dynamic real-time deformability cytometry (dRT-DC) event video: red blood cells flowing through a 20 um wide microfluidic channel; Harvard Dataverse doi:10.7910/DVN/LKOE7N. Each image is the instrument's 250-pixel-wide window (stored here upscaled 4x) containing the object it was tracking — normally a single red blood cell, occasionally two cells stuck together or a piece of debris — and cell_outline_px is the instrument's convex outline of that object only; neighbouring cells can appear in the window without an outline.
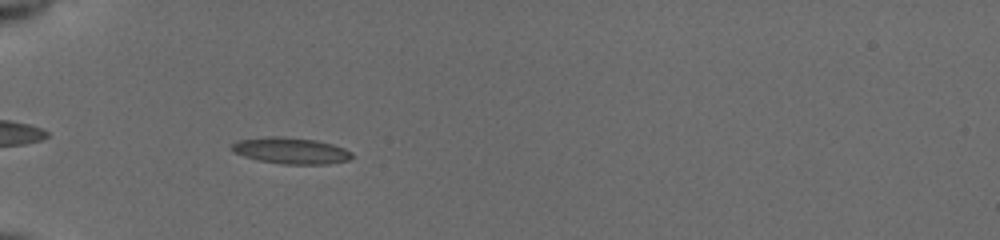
{"species": "common noctule bat (a hibernating species)", "species_latin": "Nyctalus noctula", "temperature_condition": "cold", "stored_images_in_passage": 40, "camera_frame_rate_fps": 3000, "um_per_image_px": 0.085, "animal": {"sex": "female", "body_mass_g": 19.5, "forearm_length_mm": 54.1}, "frame": {"image": 1, "passage_image": 5, "time_ms": 1.333, "image_size_px": [1000, 240], "cell_outline_px": [[352, 156], [348, 160], [328, 164], [284, 164], [256, 160], [232, 152], [232, 144], [236, 140], [268, 136], [280, 136], [316, 140], [332, 144], [344, 148], [352, 152]], "centroid_in_image_um": [24.69, 12.8], "position_along_channel_um": 60.3, "area_um2": 18.5}}
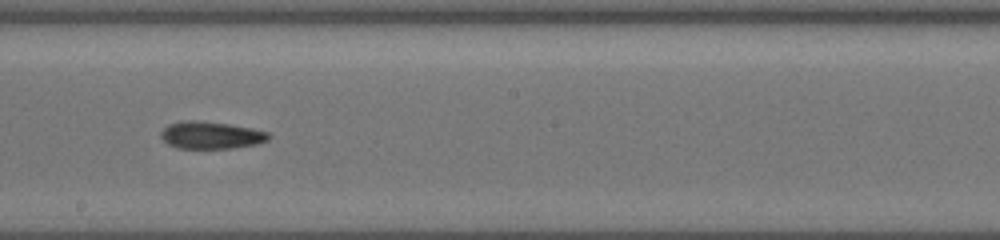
{"frame": {"image": 2, "passage_image": 19, "time_ms": 6.0, "image_size_px": [1000, 240], "cell_outline_px": [[272, 136], [268, 140], [256, 144], [232, 148], [176, 148], [168, 144], [160, 136], [160, 132], [168, 124], [184, 120], [192, 120], [228, 124], [252, 128], [268, 132]], "centroid_in_image_um": [17.93, 11.49], "position_along_channel_um": 230.3, "area_um2": 17.11}}
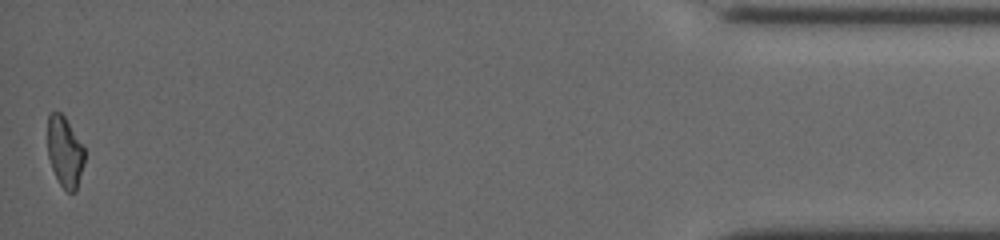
{"frame": {"image": 3, "passage_image": 40, "time_ms": 13.0, "image_size_px": [1000, 240], "cell_outline_px": [[84, 164], [76, 192], [68, 192], [60, 184], [52, 168], [48, 156], [48, 116], [52, 112], [60, 112], [64, 116], [84, 148]], "centroid_in_image_um": [5.51, 12.93], "position_along_channel_um": 429.7, "area_um2": 14.97}, "authors_computed_cell_mechanics": {"area_um2": 16.7042, "velocity_mm_per_s": 3.9206, "shape_relaxation_time_tau1_ms": 9.7659, "shape_relaxation_time_tau2_ms": 3.7636, "deformation_change_tau1": 0.1985, "deformation_change_tau2": 0.114}}